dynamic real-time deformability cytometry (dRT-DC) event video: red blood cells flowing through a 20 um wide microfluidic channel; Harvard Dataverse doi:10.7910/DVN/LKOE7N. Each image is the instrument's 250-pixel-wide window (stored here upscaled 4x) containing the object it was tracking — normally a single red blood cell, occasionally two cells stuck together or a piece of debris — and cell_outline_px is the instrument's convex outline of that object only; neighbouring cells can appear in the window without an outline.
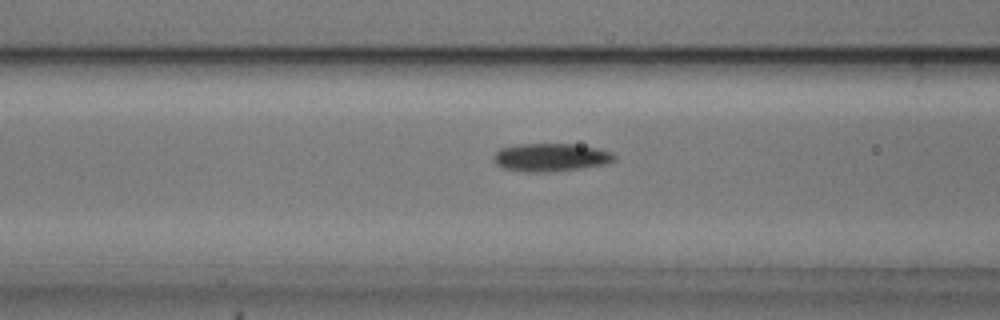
{"species": "common noctule bat (a hibernating species)", "species_latin": "Nyctalus noctula", "temperature_condition": "cold", "stored_images_in_passage": 44, "camera_frame_rate_fps": 3000, "um_per_image_px": 0.085, "animal": {"sex": "male", "body_mass_g": 20.5, "forearm_length_mm": 52.5}, "frame": {"image": 1, "passage_image": 11, "time_ms": 3.333, "image_size_px": [1000, 320], "cell_outline_px": [[616, 160], [608, 164], [580, 168], [548, 172], [528, 172], [504, 168], [496, 164], [492, 160], [492, 156], [500, 148], [512, 144], [572, 144], [596, 148], [612, 152], [616, 156]], "centroid_in_image_um": [46.79, 13.37], "position_along_channel_um": 119.8, "area_um2": 19.88}}
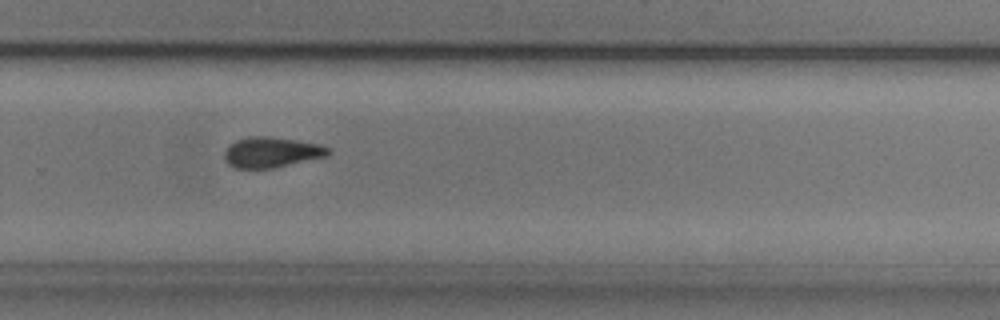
{"frame": {"image": 2, "passage_image": 26, "time_ms": 8.333, "image_size_px": [1000, 320], "cell_outline_px": [[332, 152], [328, 156], [272, 168], [232, 168], [224, 160], [224, 152], [228, 144], [236, 140], [248, 136], [268, 136], [296, 140], [320, 144], [328, 148]], "centroid_in_image_um": [23.04, 12.94], "position_along_channel_um": 306.8, "area_um2": 18.61}}
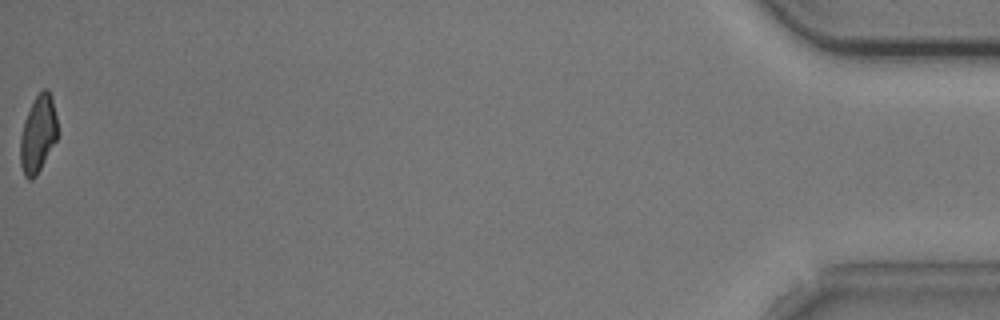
{"frame": {"image": 3, "passage_image": 44, "time_ms": 14.333, "image_size_px": [1000, 320], "cell_outline_px": [[60, 132], [56, 140], [36, 176], [32, 180], [28, 180], [24, 176], [20, 164], [20, 136], [24, 120], [36, 96], [44, 88], [48, 88], [52, 96]], "centroid_in_image_um": [3.25, 11.39], "position_along_channel_um": 432.0, "area_um2": 16.99}, "authors_computed_cell_mechanics": {"area_um2": 18.6983, "velocity_mm_per_s": 3.7453, "shape_relaxation_time_tau1_ms": 3.1313, "shape_relaxation_time_tau2_ms": 4.8066, "deformation_change_tau1": 0.0965, "deformation_change_tau2": 0.1006}}